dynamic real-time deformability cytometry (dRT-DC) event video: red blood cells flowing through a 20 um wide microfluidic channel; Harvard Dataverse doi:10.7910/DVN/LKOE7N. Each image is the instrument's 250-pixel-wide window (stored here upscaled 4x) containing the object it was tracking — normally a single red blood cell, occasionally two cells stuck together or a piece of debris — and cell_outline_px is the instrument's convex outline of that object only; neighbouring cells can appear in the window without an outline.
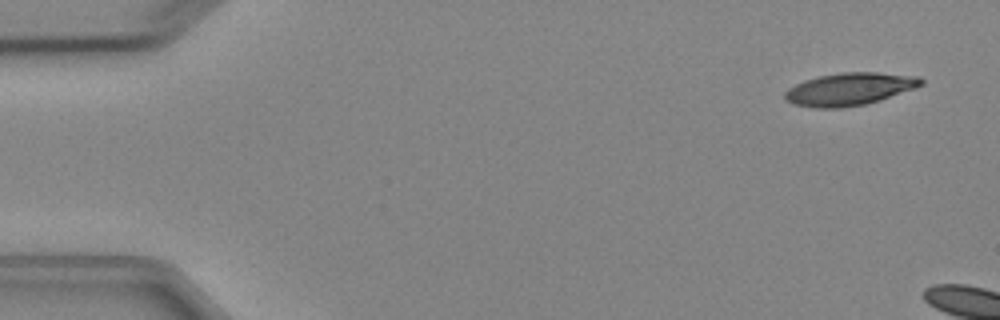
{"species": "Egyptian fruit bat (a non-hibernating species)", "species_latin": "Rousettus aegyptiacus", "temperature_condition": "cold", "stored_images_in_passage": 2, "camera_frame_rate_fps": 3000, "um_per_image_px": 0.085, "animal": {"sex": "female"}, "frame": {"image": 1, "passage_image": 1, "time_ms": 0.0, "image_size_px": [1000, 320], "cell_outline_px": [[924, 84], [916, 88], [880, 100], [864, 104], [840, 108], [816, 108], [792, 104], [784, 100], [784, 92], [788, 88], [804, 80], [816, 76], [840, 72], [876, 72], [920, 76], [924, 80]], "centroid_in_image_um": [72.2, 7.56], "position_along_channel_um": 12.8, "area_um2": 26.18}}